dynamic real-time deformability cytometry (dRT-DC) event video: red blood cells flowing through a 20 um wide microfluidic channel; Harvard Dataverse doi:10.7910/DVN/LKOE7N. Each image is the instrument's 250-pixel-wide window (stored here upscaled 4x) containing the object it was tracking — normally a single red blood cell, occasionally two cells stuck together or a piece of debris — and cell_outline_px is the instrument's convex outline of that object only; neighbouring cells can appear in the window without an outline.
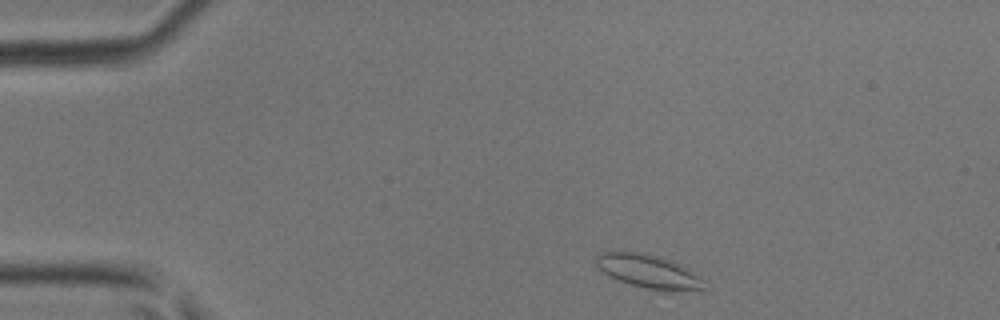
{"species": "common noctule bat (a hibernating species)", "species_latin": "Nyctalus noctula", "temperature_condition": "room temperature", "stored_images_in_passage": 32, "camera_frame_rate_fps": 3000, "um_per_image_px": 0.085, "animal": {"sex": "male", "body_mass_g": 17.9, "forearm_length_mm": 54.2}, "frame": {"image": 1, "passage_image": 2, "time_ms": 0.333, "image_size_px": [1000, 320], "cell_outline_px": [[708, 288], [704, 292], [660, 292], [632, 284], [620, 280], [604, 272], [596, 264], [596, 256], [600, 252], [644, 252], [676, 264], [692, 272], [704, 280]], "centroid_in_image_um": [55.23, 23.14], "position_along_channel_um": 29.8, "area_um2": 21.1}}
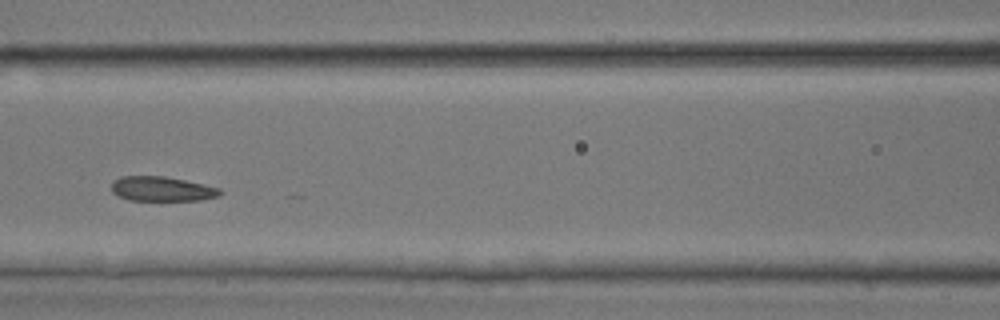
{"frame": {"image": 2, "passage_image": 15, "time_ms": 4.667, "image_size_px": [1000, 320], "cell_outline_px": [[224, 192], [216, 196], [200, 200], [128, 200], [112, 192], [112, 180], [120, 176], [164, 176], [204, 184], [220, 188]], "centroid_in_image_um": [13.74, 16.05], "position_along_channel_um": 152.9, "area_um2": 15.55}}
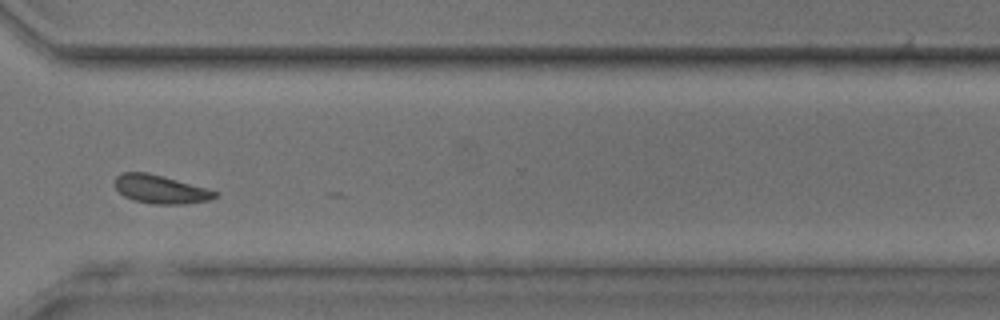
{"frame": {"image": 3, "passage_image": 29, "time_ms": 9.333, "image_size_px": [1000, 320], "cell_outline_px": [[220, 196], [208, 200], [184, 204], [152, 204], [132, 200], [124, 196], [116, 188], [116, 176], [124, 172], [148, 172], [208, 188], [220, 192]], "centroid_in_image_um": [13.69, 16.09], "position_along_channel_um": 356.9, "area_um2": 16.7}}